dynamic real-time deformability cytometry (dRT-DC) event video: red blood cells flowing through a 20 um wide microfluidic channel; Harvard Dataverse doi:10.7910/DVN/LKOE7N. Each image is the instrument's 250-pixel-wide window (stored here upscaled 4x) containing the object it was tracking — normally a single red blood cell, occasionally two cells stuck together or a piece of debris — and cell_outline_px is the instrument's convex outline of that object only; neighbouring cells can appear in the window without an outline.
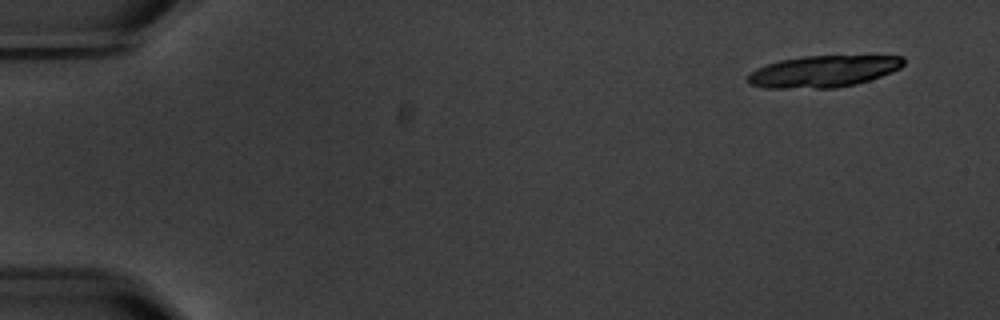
{"species": "common noctule bat (a hibernating species)", "species_latin": "Nyctalus noctula", "temperature_condition": "warm", "stored_images_in_passage": 6, "camera_frame_rate_fps": 3000, "um_per_image_px": 0.085, "animal": {"sex": "male", "body_mass_g": 20.1, "forearm_length_mm": 53.5}, "frame": {"image": 1, "passage_image": 2, "time_ms": 1.0, "image_size_px": [1000, 320], "cell_outline_px": [[904, 64], [900, 68], [892, 72], [856, 84], [836, 88], [764, 88], [748, 84], [748, 76], [756, 68], [780, 60], [804, 56], [904, 56]], "centroid_in_image_um": [69.97, 6.07], "position_along_channel_um": 15.0, "area_um2": 28.61}}